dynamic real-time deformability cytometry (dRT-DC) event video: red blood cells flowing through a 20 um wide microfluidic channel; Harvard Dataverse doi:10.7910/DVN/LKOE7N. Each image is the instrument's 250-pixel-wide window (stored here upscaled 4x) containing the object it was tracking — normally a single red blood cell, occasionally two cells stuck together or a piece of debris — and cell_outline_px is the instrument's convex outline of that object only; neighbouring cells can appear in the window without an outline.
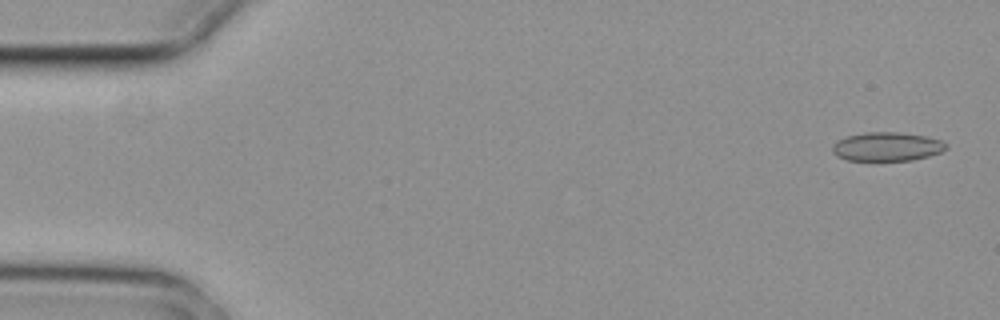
{"species": "common noctule bat (a hibernating species)", "species_latin": "Nyctalus noctula", "temperature_condition": "cold", "stored_images_in_passage": 6, "segment_of_instrument_passage": [1, 2], "camera_frame_rate_fps": 3000, "um_per_image_px": 0.085, "animal": {"sex": "female", "body_mass_g": 29.2, "forearm_length_mm": 56.3}, "frame": {"image": 1, "passage_image": 1, "time_ms": 0.0, "image_size_px": [1000, 320], "cell_outline_px": [[948, 148], [940, 152], [928, 156], [912, 160], [876, 164], [844, 160], [836, 156], [832, 152], [832, 144], [836, 140], [848, 136], [868, 132], [900, 132], [924, 136], [940, 140], [948, 144]], "centroid_in_image_um": [75.32, 12.52], "position_along_channel_um": 9.7, "area_um2": 20.11}}
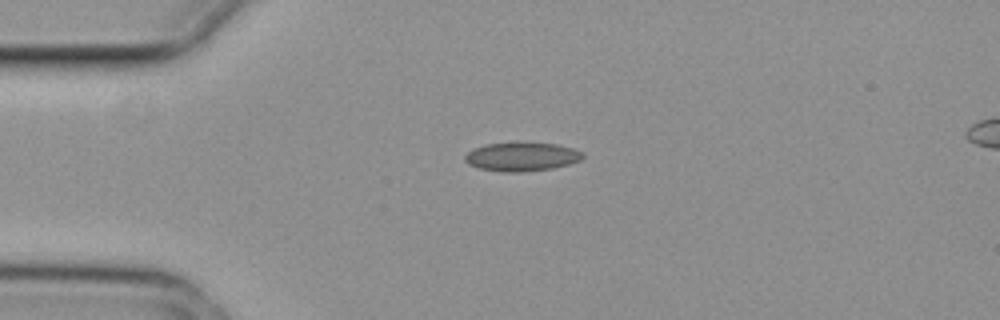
{"frame": {"image": 2, "passage_image": 4, "time_ms": 1.0, "image_size_px": [1000, 320], "cell_outline_px": [[584, 156], [580, 160], [568, 164], [552, 168], [520, 172], [504, 172], [480, 168], [468, 164], [464, 160], [464, 156], [468, 152], [476, 148], [488, 144], [556, 144], [572, 148], [584, 152]], "centroid_in_image_um": [44.36, 13.34], "position_along_channel_um": 40.6, "area_um2": 19.13}}